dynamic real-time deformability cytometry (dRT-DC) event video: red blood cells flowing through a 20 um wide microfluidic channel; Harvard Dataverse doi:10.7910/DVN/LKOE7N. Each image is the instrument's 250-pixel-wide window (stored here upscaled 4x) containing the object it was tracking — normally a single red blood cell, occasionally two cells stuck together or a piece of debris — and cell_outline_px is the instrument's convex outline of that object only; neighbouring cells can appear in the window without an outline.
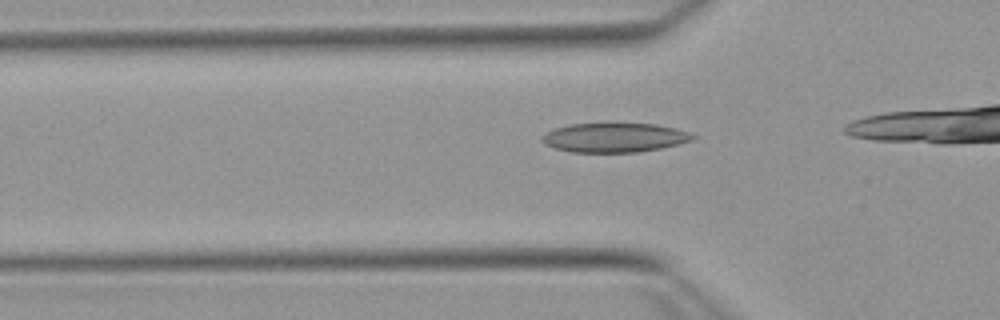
{"species": "Egyptian fruit bat (a non-hibernating species)", "species_latin": "Rousettus aegyptiacus", "temperature_condition": "warm", "stored_images_in_passage": 16, "camera_frame_rate_fps": 3000, "um_per_image_px": 0.085, "animal": {"sex": "female"}, "frame": {"image": 1, "passage_image": 11, "time_ms": 3.333, "image_size_px": [1000, 320], "cell_outline_px": [[696, 136], [692, 140], [660, 148], [640, 152], [572, 152], [556, 148], [544, 144], [540, 140], [540, 136], [556, 128], [572, 124], [600, 120], [608, 120], [656, 124], [676, 128], [688, 132]], "centroid_in_image_um": [52.2, 11.64], "position_along_channel_um": 73.6, "area_um2": 26.76}}
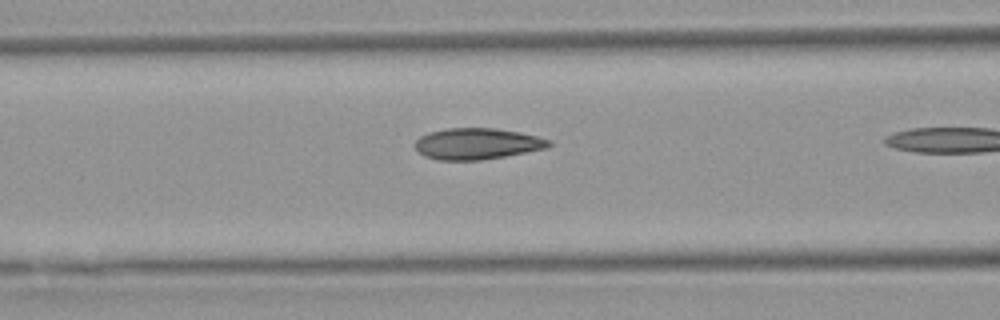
{"frame": {"image": 2, "passage_image": 15, "time_ms": 4.667, "image_size_px": [1000, 320], "cell_outline_px": [[552, 144], [548, 148], [504, 156], [480, 160], [436, 160], [424, 156], [416, 148], [416, 140], [420, 136], [428, 132], [444, 128], [496, 128], [520, 132], [552, 140]], "centroid_in_image_um": [40.56, 12.21], "position_along_channel_um": 126.0, "area_um2": 24.45}}